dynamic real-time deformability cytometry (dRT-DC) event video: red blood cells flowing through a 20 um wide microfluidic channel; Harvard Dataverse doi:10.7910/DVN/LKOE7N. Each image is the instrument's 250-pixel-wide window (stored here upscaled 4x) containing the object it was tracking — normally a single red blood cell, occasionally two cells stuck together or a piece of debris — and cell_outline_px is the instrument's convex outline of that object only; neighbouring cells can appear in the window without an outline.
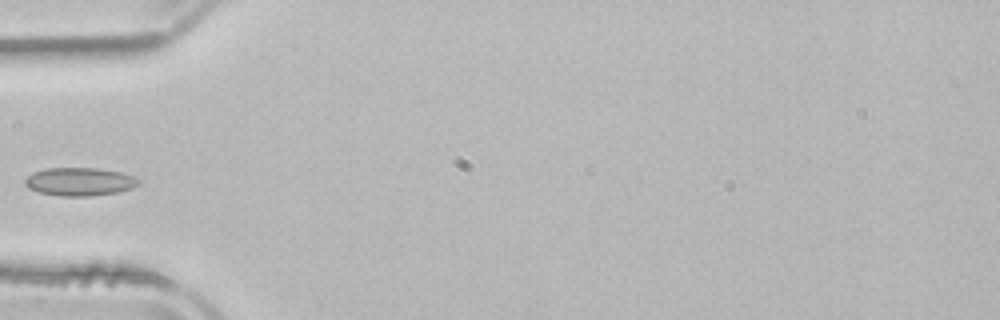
{"species": "common noctule bat (a hibernating species)", "species_latin": "Nyctalus noctula", "temperature_condition": "room temperature", "stored_images_in_passage": 4, "camera_frame_rate_fps": 3000, "um_per_image_px": 0.085, "animal": {"sex": "male", "body_mass_g": 21.5, "forearm_length_mm": 52.0}, "frame": {"image": 1, "passage_image": 4, "time_ms": 4.333, "image_size_px": [1000, 320], "cell_outline_px": [[140, 184], [132, 188], [120, 192], [92, 196], [60, 196], [40, 192], [28, 188], [24, 184], [24, 180], [32, 172], [44, 168], [100, 168], [120, 172], [132, 176], [140, 180]], "centroid_in_image_um": [6.77, 15.44], "position_along_channel_um": 78.2, "area_um2": 18.84}}